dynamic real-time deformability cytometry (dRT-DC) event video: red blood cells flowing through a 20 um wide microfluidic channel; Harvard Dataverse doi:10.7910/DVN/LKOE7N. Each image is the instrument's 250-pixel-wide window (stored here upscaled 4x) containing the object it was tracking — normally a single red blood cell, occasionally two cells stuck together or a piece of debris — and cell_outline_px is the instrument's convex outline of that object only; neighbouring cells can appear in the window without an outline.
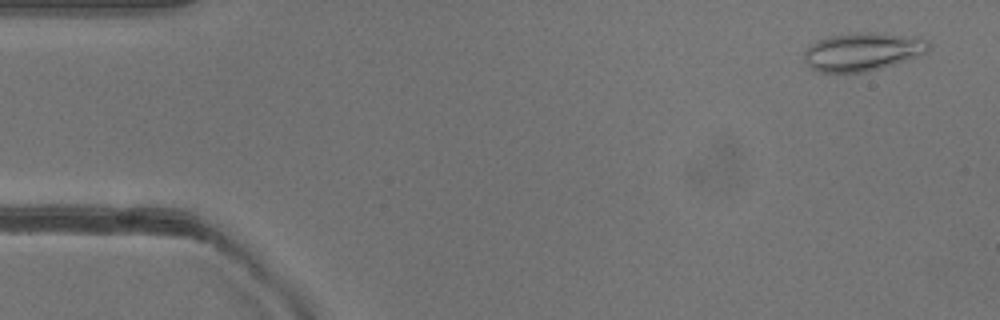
{"species": "common noctule bat (a hibernating species)", "species_latin": "Nyctalus noctula", "temperature_condition": "warm", "stored_images_in_passage": 16, "camera_frame_rate_fps": 3000, "um_per_image_px": 0.085, "animal": {"sex": "female"}, "frame": {"image": 1, "passage_image": 3, "time_ms": 0.667, "image_size_px": [1000, 320], "cell_outline_px": [[928, 52], [868, 72], [820, 72], [812, 68], [804, 60], [804, 52], [816, 40], [828, 36], [856, 32], [876, 32], [928, 40]], "centroid_in_image_um": [73.26, 4.39], "position_along_channel_um": 11.7, "area_um2": 27.28}}